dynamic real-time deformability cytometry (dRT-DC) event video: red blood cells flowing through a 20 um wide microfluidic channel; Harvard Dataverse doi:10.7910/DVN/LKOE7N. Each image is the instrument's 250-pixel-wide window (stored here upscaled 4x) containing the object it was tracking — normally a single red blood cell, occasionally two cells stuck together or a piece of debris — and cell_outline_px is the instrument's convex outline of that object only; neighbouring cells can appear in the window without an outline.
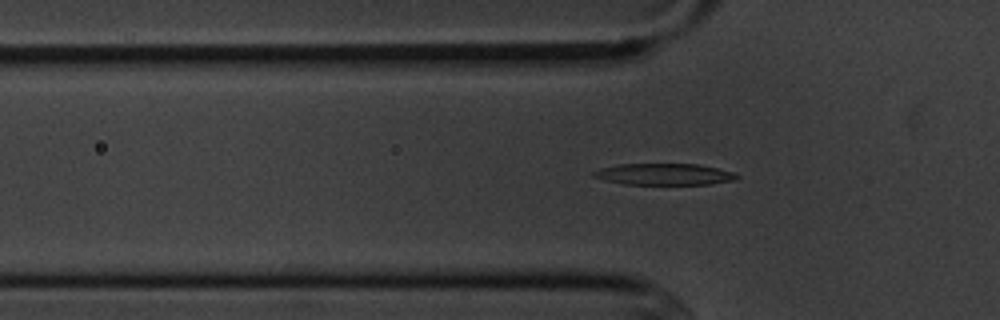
{"species": "common noctule bat (a hibernating species)", "species_latin": "Nyctalus noctula", "temperature_condition": "cold", "stored_images_in_passage": 49, "segment_of_instrument_passage": [1, 2], "camera_frame_rate_fps": 3000, "um_per_image_px": 0.085, "animal": {"sex": "male", "body_mass_g": 20.1, "forearm_length_mm": 53.5}, "frame": {"image": 1, "passage_image": 17, "time_ms": 5.333, "image_size_px": [1000, 320], "cell_outline_px": [[740, 176], [736, 180], [712, 184], [624, 184], [604, 180], [592, 176], [592, 172], [600, 168], [620, 164], [696, 164], [716, 168], [732, 172]], "centroid_in_image_um": [56.44, 14.81], "position_along_channel_um": 69.4, "area_um2": 17.86}}
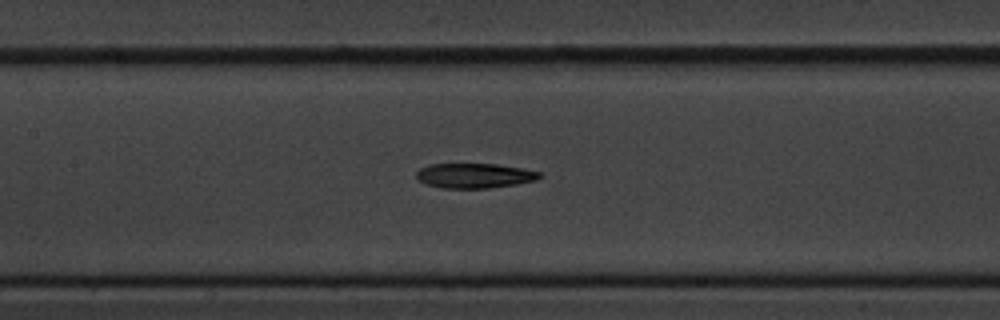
{"frame": {"image": 2, "passage_image": 25, "time_ms": 8.0, "image_size_px": [1000, 320], "cell_outline_px": [[544, 176], [536, 180], [516, 184], [488, 188], [440, 188], [428, 184], [420, 180], [416, 176], [416, 172], [420, 168], [428, 164], [496, 164], [520, 168], [540, 172]], "centroid_in_image_um": [40.34, 14.93], "position_along_channel_um": 167.1, "area_um2": 17.74}}
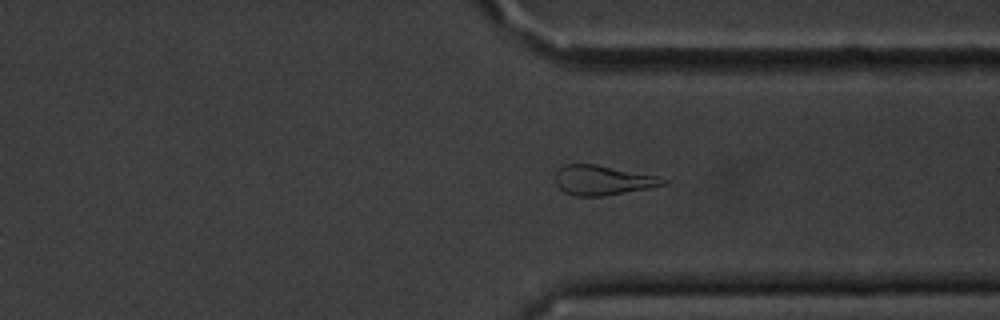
{"frame": {"image": 3, "passage_image": 41, "time_ms": 13.333, "image_size_px": [1000, 320], "cell_outline_px": [[668, 180], [664, 184], [648, 188], [604, 196], [572, 196], [564, 192], [556, 184], [556, 172], [564, 164], [596, 164], [656, 176]], "centroid_in_image_um": [51.18, 15.32], "position_along_channel_um": 360.2, "area_um2": 18.44}}